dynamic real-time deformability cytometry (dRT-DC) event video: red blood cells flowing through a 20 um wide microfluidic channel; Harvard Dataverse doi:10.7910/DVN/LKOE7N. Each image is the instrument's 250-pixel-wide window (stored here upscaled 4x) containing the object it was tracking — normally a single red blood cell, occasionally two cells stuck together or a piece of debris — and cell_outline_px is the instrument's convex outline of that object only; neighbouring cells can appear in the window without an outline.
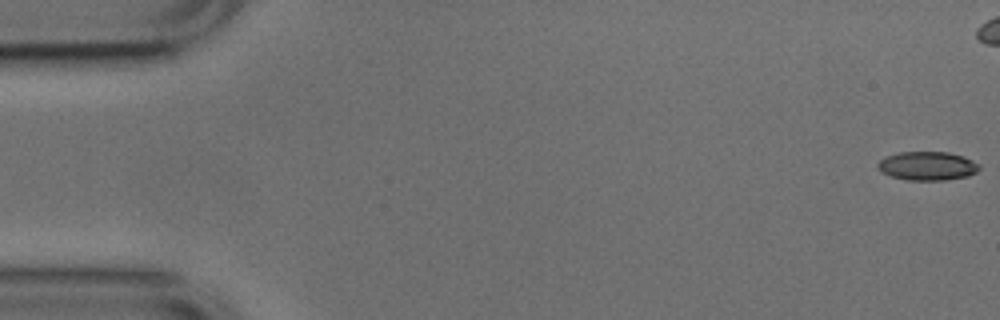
{"species": "common noctule bat (a hibernating species)", "species_latin": "Nyctalus noctula", "temperature_condition": "cold", "stored_images_in_passage": 43, "camera_frame_rate_fps": 3000, "um_per_image_px": 0.085, "animal": {"sex": "male", "body_mass_g": 17.9, "forearm_length_mm": 54.2}, "frame": {"image": 1, "passage_image": 1, "time_ms": 0.0, "image_size_px": [1000, 320], "cell_outline_px": [[980, 168], [976, 172], [968, 176], [944, 180], [908, 180], [892, 176], [880, 172], [876, 168], [876, 164], [884, 156], [900, 152], [948, 152], [964, 156], [980, 164]], "centroid_in_image_um": [78.81, 14.1], "position_along_channel_um": 6.2, "area_um2": 17.17}}
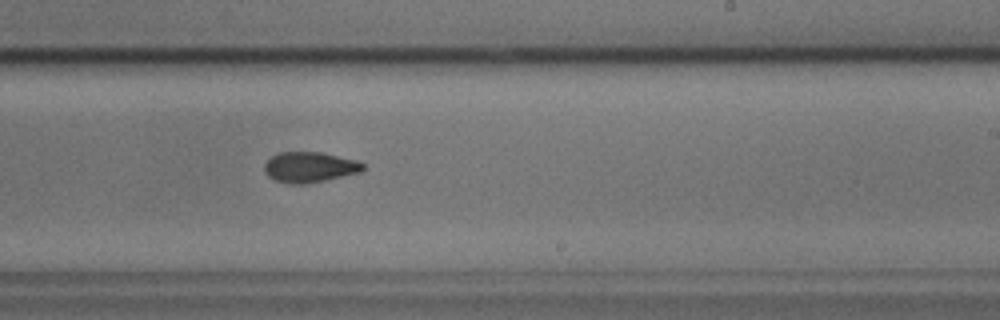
{"frame": {"image": 2, "passage_image": 32, "time_ms": 10.333, "image_size_px": [1000, 320], "cell_outline_px": [[364, 168], [360, 172], [324, 180], [300, 184], [292, 184], [276, 180], [268, 176], [264, 172], [264, 164], [272, 156], [280, 152], [320, 152], [356, 160], [364, 164]], "centroid_in_image_um": [26.29, 14.2], "position_along_channel_um": 262.7, "area_um2": 17.22}}
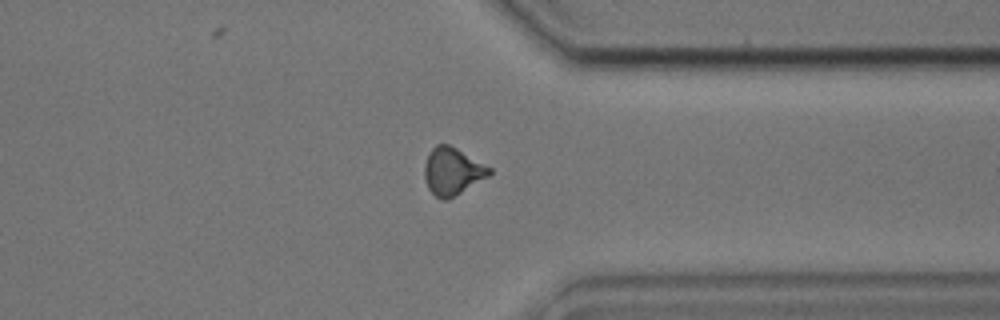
{"frame": {"image": 3, "passage_image": 41, "time_ms": 13.333, "image_size_px": [1000, 320], "cell_outline_px": [[492, 172], [488, 176], [448, 200], [444, 200], [436, 196], [428, 188], [424, 176], [424, 164], [428, 152], [436, 144], [448, 144], [456, 148], [492, 168]], "centroid_in_image_um": [38.43, 14.55], "position_along_channel_um": 373.0, "area_um2": 17.8}}